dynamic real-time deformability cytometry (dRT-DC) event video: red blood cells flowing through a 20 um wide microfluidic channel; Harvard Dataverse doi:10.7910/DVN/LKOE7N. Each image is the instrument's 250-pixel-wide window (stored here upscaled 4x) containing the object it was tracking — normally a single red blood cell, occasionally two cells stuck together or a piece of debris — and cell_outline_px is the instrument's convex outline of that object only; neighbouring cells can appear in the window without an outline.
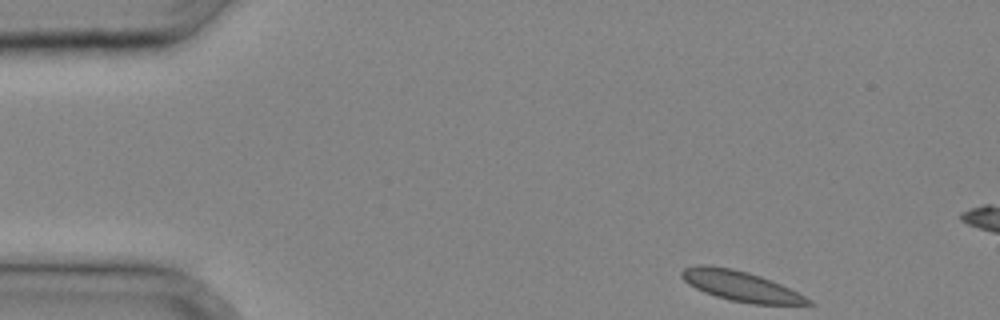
{"species": "common noctule bat (a hibernating species)", "species_latin": "Nyctalus noctula", "temperature_condition": "cold", "stored_images_in_passage": 7, "camera_frame_rate_fps": 3000, "um_per_image_px": 0.085, "animal": {"sex": "male", "body_mass_g": 20.4}, "frame": {"image": 1, "passage_image": 1, "time_ms": 0.0, "image_size_px": [1000, 320], "cell_outline_px": [[816, 304], [752, 304], [728, 300], [704, 292], [688, 284], [680, 276], [680, 272], [684, 268], [700, 264], [708, 264], [732, 268], [748, 272], [760, 276], [780, 284], [812, 300]], "centroid_in_image_um": [62.91, 24.3], "position_along_channel_um": 22.1, "area_um2": 22.14}}